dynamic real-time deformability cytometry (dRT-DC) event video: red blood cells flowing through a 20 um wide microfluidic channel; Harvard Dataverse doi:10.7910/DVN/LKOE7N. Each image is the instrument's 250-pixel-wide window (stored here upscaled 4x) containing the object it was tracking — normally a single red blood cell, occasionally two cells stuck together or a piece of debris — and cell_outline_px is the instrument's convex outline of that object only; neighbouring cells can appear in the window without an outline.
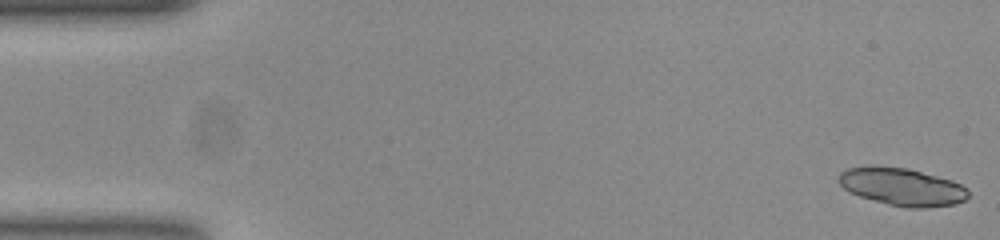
{"species": "common noctule bat (a hibernating species)", "species_latin": "Nyctalus noctula", "temperature_condition": "room temperature", "stored_images_in_passage": 51, "segment_of_instrument_passage": [1, 2], "camera_frame_rate_fps": 3000, "um_per_image_px": 0.085, "animal": {"sex": "female", "body_mass_g": 23.0, "forearm_length_mm": 53.4}, "frame": {"image": 1, "passage_image": 1, "time_ms": 0.0, "image_size_px": [1000, 240], "cell_outline_px": [[968, 196], [964, 200], [956, 204], [924, 208], [908, 208], [888, 204], [860, 196], [848, 192], [840, 184], [840, 172], [848, 168], [868, 164], [876, 164], [908, 168], [952, 180], [968, 188]], "centroid_in_image_um": [76.66, 15.85], "position_along_channel_um": 8.3, "area_um2": 28.73}}